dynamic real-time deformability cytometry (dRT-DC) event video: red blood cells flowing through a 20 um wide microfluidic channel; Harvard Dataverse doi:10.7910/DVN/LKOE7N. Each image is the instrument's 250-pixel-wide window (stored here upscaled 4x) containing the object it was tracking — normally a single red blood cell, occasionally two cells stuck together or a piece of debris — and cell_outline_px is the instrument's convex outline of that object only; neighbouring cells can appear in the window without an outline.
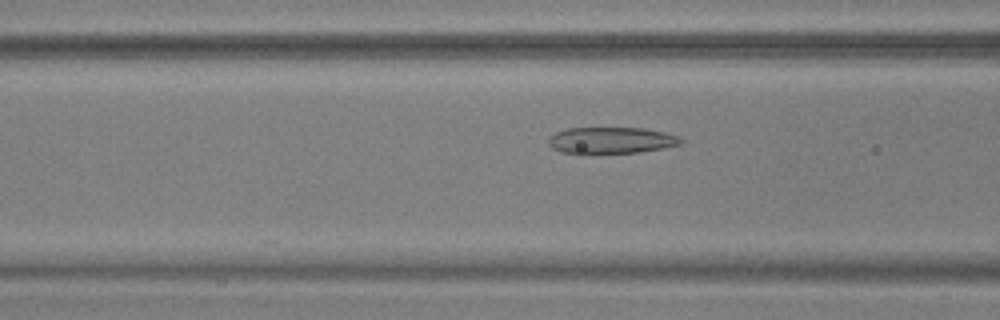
{"species": "common noctule bat (a hibernating species)", "species_latin": "Nyctalus noctula", "temperature_condition": "warm", "stored_images_in_passage": 33, "camera_frame_rate_fps": 3000, "um_per_image_px": 0.085, "animal": {"sex": "male", "body_mass_g": 17.9, "forearm_length_mm": 54.2}, "frame": {"image": 1, "passage_image": 6, "time_ms": 1.667, "image_size_px": [1000, 320], "cell_outline_px": [[684, 140], [680, 144], [640, 152], [560, 152], [552, 148], [548, 144], [548, 136], [556, 132], [568, 128], [644, 128], [664, 132], [680, 136]], "centroid_in_image_um": [51.95, 11.9], "position_along_channel_um": 114.7, "area_um2": 20.06}}
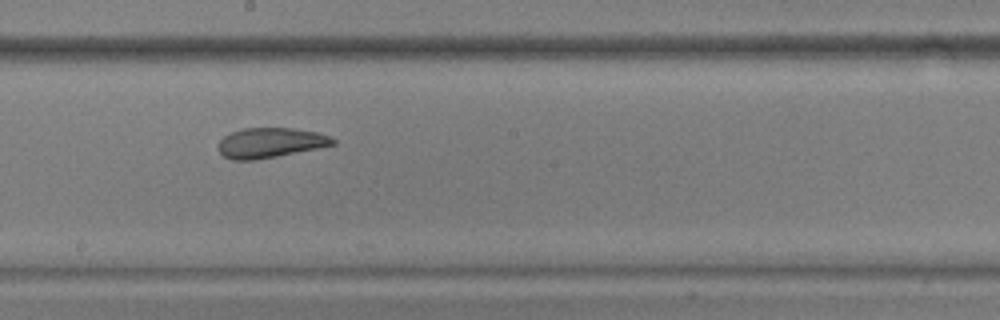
{"frame": {"image": 2, "passage_image": 15, "time_ms": 4.667, "image_size_px": [1000, 320], "cell_outline_px": [[336, 144], [320, 148], [256, 160], [232, 160], [224, 156], [216, 148], [216, 144], [224, 136], [232, 132], [244, 128], [292, 128], [316, 132], [328, 136], [336, 140]], "centroid_in_image_um": [22.95, 12.14], "position_along_channel_um": 225.3, "area_um2": 20.11}}
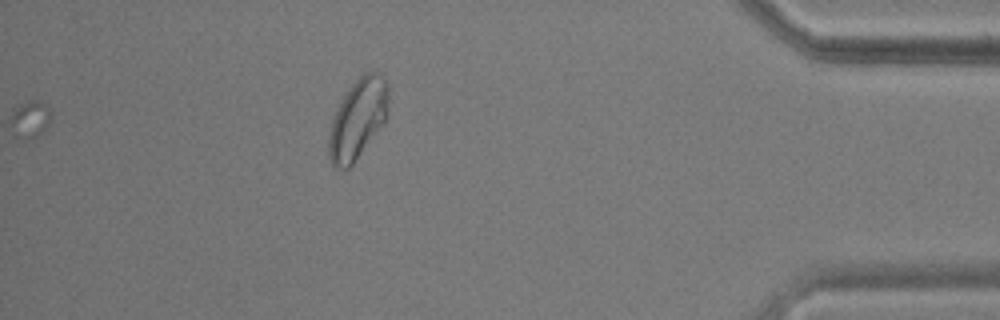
{"frame": {"image": 3, "passage_image": 33, "time_ms": 10.667, "image_size_px": [1000, 320], "cell_outline_px": [[388, 112], [384, 124], [352, 164], [348, 168], [336, 168], [332, 164], [328, 156], [328, 136], [332, 120], [336, 108], [352, 84], [364, 72], [376, 72], [388, 84]], "centroid_in_image_um": [30.41, 10.12], "position_along_channel_um": 404.8, "area_um2": 27.63}, "authors_computed_cell_mechanics": {"area_um2": 20.3456, "velocity_mm_per_s": 3.6834, "shape_relaxation_time_tau1_ms": 10.6328, "shape_relaxation_time_tau2_ms": 0.7318, "deformation_change_tau1": 0.2524, "deformation_change_tau2": 0.0725}}